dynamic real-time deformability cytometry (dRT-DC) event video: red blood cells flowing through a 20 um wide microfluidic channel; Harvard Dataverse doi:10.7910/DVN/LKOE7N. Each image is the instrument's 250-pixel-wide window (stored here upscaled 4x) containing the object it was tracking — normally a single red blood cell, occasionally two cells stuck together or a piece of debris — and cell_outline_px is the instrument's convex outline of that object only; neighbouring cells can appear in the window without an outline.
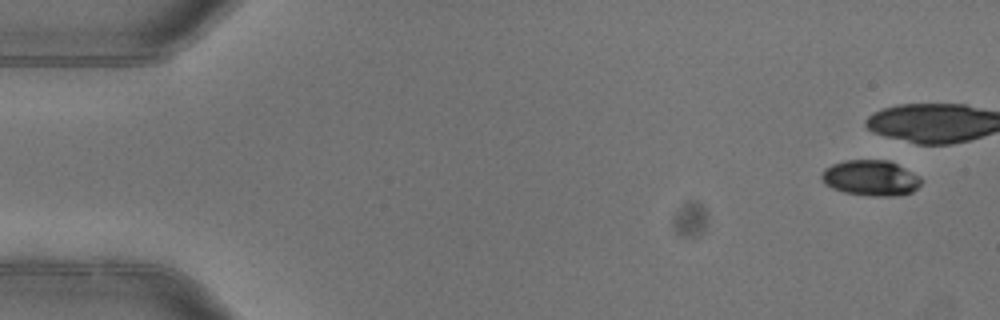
{"species": "common noctule bat (a hibernating species)", "species_latin": "Nyctalus noctula", "temperature_condition": "warm", "stored_images_in_passage": 6, "camera_frame_rate_fps": 3000, "um_per_image_px": 0.085, "animal": {"sex": "female"}, "frame": {"image": 1, "passage_image": 1, "time_ms": 0.0, "image_size_px": [1000, 320], "cell_outline_px": [[920, 184], [912, 192], [896, 196], [868, 196], [844, 192], [832, 188], [824, 184], [820, 176], [824, 168], [832, 164], [844, 160], [888, 160], [920, 176]], "centroid_in_image_um": [73.97, 15.13], "position_along_channel_um": 11.0, "area_um2": 20.69}}